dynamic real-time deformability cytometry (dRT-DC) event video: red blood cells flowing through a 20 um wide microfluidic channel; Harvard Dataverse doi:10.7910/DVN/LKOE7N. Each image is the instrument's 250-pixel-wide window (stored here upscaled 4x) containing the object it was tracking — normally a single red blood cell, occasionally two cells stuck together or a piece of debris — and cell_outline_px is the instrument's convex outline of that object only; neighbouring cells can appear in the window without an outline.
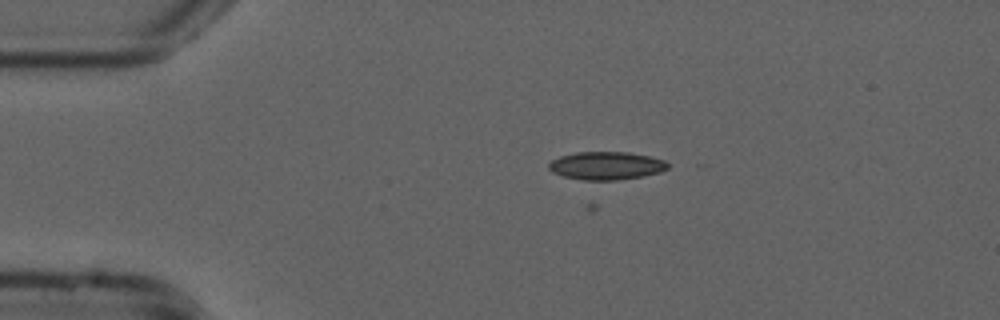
{"species": "common noctule bat (a hibernating species)", "species_latin": "Nyctalus noctula", "temperature_condition": "cold", "stored_images_in_passage": 37, "camera_frame_rate_fps": 3000, "um_per_image_px": 0.085, "animal": {"sex": "male", "forearm_length_mm": 52.5}, "frame": {"image": 1, "passage_image": 8, "time_ms": 2.333, "image_size_px": [1000, 320], "cell_outline_px": [[668, 168], [660, 172], [644, 176], [616, 180], [584, 180], [564, 176], [552, 172], [548, 168], [548, 164], [552, 160], [560, 156], [576, 152], [628, 152], [648, 156], [664, 160], [668, 164]], "centroid_in_image_um": [51.52, 14.08], "position_along_channel_um": 33.5, "area_um2": 19.36}}
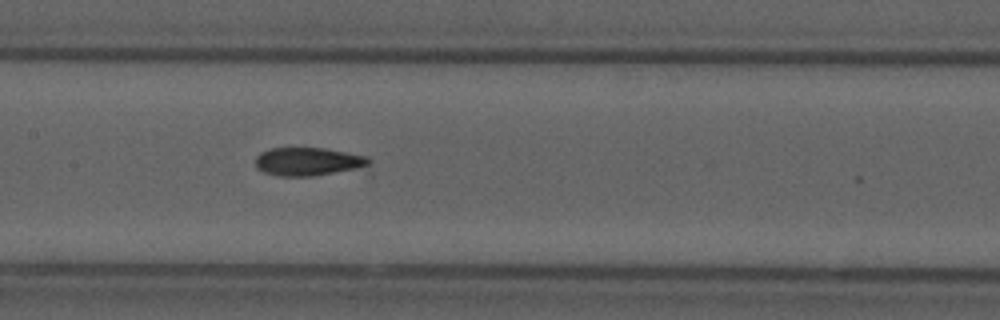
{"frame": {"image": 2, "passage_image": 23, "time_ms": 7.333, "image_size_px": [1000, 320], "cell_outline_px": [[372, 160], [368, 164], [356, 168], [312, 176], [276, 176], [264, 172], [256, 168], [256, 156], [260, 152], [272, 148], [324, 148], [368, 156]], "centroid_in_image_um": [26.14, 13.72], "position_along_channel_um": 181.3, "area_um2": 18.5}}
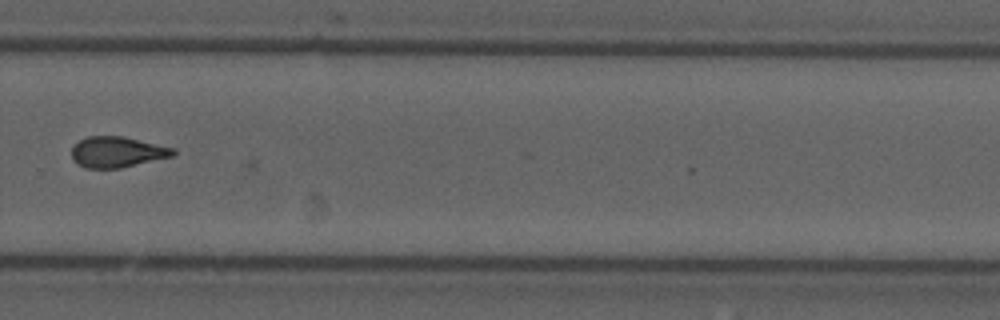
{"frame": {"image": 3, "passage_image": 34, "time_ms": 11.0, "image_size_px": [1000, 320], "cell_outline_px": [[176, 152], [172, 156], [120, 168], [84, 168], [76, 164], [72, 160], [72, 148], [80, 140], [88, 136], [124, 136], [176, 148]], "centroid_in_image_um": [9.95, 12.92], "position_along_channel_um": 319.8, "area_um2": 18.26}}